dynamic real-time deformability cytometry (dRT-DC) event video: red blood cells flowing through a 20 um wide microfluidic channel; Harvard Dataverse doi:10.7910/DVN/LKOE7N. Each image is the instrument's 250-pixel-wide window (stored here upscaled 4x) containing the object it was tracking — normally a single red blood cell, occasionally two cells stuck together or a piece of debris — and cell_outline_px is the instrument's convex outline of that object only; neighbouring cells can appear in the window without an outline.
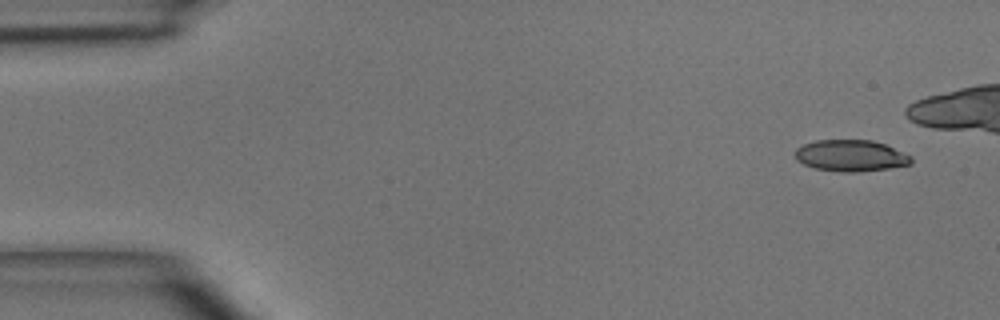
{"species": "common noctule bat (a hibernating species)", "species_latin": "Nyctalus noctula", "temperature_condition": "room temperature", "stored_images_in_passage": 5, "camera_frame_rate_fps": 3000, "um_per_image_px": 0.085, "animal": {"sex": "male", "body_mass_g": 15.6}, "frame": {"image": 1, "passage_image": 1, "time_ms": 0.0, "image_size_px": [1000, 320], "cell_outline_px": [[912, 164], [888, 168], [856, 172], [840, 172], [816, 168], [804, 164], [796, 160], [796, 148], [804, 144], [816, 140], [872, 140], [884, 144], [912, 156]], "centroid_in_image_um": [72.32, 13.23], "position_along_channel_um": 12.7, "area_um2": 21.15}}